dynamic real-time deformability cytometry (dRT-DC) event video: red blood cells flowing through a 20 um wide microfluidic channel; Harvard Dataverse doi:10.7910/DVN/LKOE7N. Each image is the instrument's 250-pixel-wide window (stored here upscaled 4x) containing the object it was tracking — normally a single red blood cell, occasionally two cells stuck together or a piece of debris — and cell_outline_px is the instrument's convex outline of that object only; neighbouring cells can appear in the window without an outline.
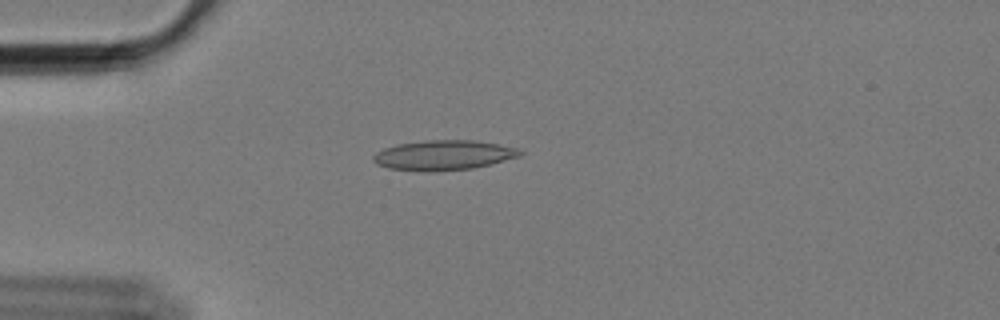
{"species": "Egyptian fruit bat (a non-hibernating species)", "species_latin": "Rousettus aegyptiacus", "temperature_condition": "cold", "stored_images_in_passage": 58, "camera_frame_rate_fps": 3000, "um_per_image_px": 0.085, "animal": {"sex": "female"}, "frame": {"image": 1, "passage_image": 15, "time_ms": 4.667, "image_size_px": [1000, 320], "cell_outline_px": [[524, 152], [520, 156], [472, 168], [432, 172], [428, 172], [388, 168], [376, 164], [372, 160], [372, 156], [376, 152], [384, 148], [400, 144], [424, 140], [472, 140], [500, 144], [516, 148]], "centroid_in_image_um": [37.67, 13.19], "position_along_channel_um": 47.3, "area_um2": 25.49}}
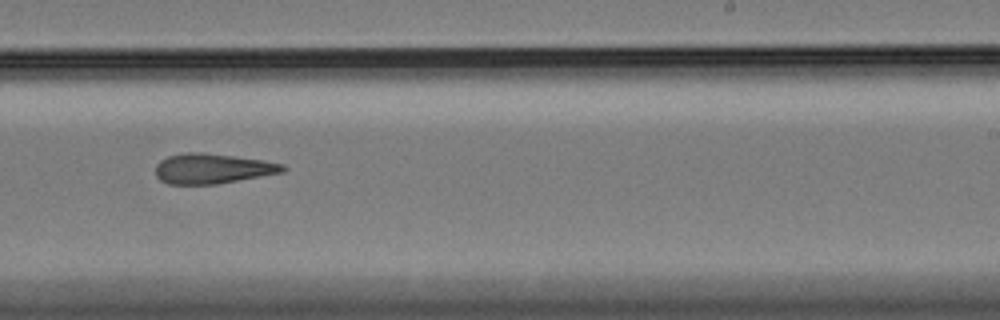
{"frame": {"image": 2, "passage_image": 36, "time_ms": 11.667, "image_size_px": [1000, 320], "cell_outline_px": [[288, 168], [284, 172], [216, 184], [168, 184], [160, 180], [156, 176], [156, 164], [160, 160], [168, 156], [188, 152], [200, 152], [264, 160], [284, 164]], "centroid_in_image_um": [18.06, 14.33], "position_along_channel_um": 270.9, "area_um2": 22.25}}
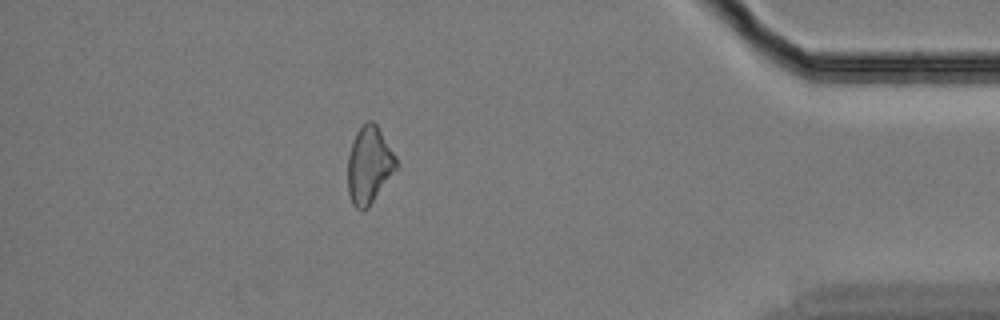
{"frame": {"image": 3, "passage_image": 51, "time_ms": 16.667, "image_size_px": [1000, 320], "cell_outline_px": [[396, 168], [368, 208], [356, 208], [352, 204], [348, 192], [348, 156], [356, 132], [368, 120], [372, 120], [380, 128], [396, 156]], "centroid_in_image_um": [31.37, 14.0], "position_along_channel_um": 403.8, "area_um2": 21.44}, "authors_computed_cell_mechanics": {"area_um2": 22.7154, "velocity_mm_per_s": 3.43, "shape_relaxation_time_tau1_ms": null, "shape_relaxation_time_tau2_ms": 5.3441, "deformation_change_tau1": null, "deformation_change_tau2": 0.1518}}